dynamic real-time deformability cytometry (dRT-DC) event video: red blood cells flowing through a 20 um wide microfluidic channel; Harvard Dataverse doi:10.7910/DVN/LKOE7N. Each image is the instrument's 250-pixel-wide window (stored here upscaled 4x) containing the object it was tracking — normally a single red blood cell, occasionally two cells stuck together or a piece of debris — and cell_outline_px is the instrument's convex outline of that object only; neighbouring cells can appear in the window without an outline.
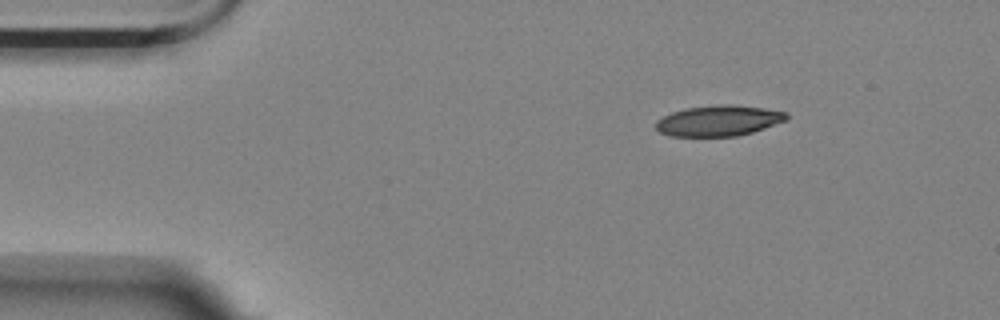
{"species": "Egyptian fruit bat (a non-hibernating species)", "species_latin": "Rousettus aegyptiacus", "temperature_condition": "room temperature", "stored_images_in_passage": 49, "camera_frame_rate_fps": 3000, "um_per_image_px": 0.085, "animal": {"sex": "female"}, "frame": {"image": 1, "passage_image": 1, "time_ms": 0.0, "image_size_px": [1000, 320], "cell_outline_px": [[788, 120], [752, 132], [736, 136], [672, 136], [660, 132], [656, 128], [656, 120], [672, 112], [684, 108], [716, 104], [732, 104], [764, 108], [788, 112]], "centroid_in_image_um": [61.1, 10.24], "position_along_channel_um": 23.9, "area_um2": 23.47}}
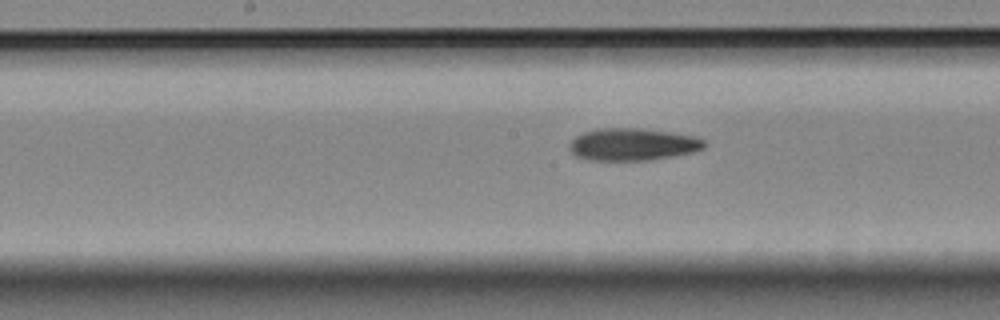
{"frame": {"image": 2, "passage_image": 21, "time_ms": 6.667, "image_size_px": [1000, 320], "cell_outline_px": [[708, 144], [704, 148], [692, 152], [672, 156], [648, 160], [588, 160], [576, 156], [568, 148], [568, 144], [576, 136], [584, 132], [600, 128], [640, 128], [696, 136], [704, 140]], "centroid_in_image_um": [53.77, 12.27], "position_along_channel_um": 194.4, "area_um2": 25.37}}
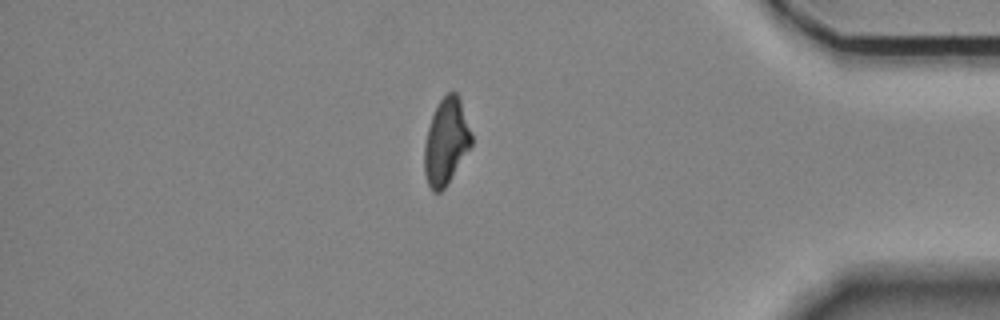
{"frame": {"image": 3, "passage_image": 41, "time_ms": 13.333, "image_size_px": [1000, 320], "cell_outline_px": [[472, 144], [444, 188], [440, 192], [432, 192], [428, 184], [424, 172], [424, 148], [428, 128], [432, 116], [440, 100], [448, 92], [456, 92], [460, 96], [472, 132]], "centroid_in_image_um": [37.93, 12.01], "position_along_channel_um": 397.3, "area_um2": 23.52}}